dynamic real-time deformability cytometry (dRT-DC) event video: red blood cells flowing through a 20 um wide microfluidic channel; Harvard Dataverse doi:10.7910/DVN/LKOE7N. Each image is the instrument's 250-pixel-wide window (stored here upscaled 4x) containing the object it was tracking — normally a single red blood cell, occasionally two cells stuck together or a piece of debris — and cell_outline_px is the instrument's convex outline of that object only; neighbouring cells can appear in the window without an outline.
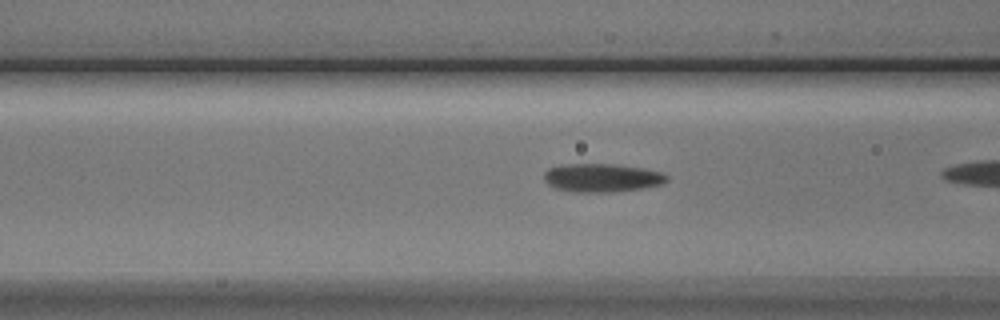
{"species": "Egyptian fruit bat (a non-hibernating species)", "species_latin": "Rousettus aegyptiacus", "temperature_condition": "cold", "stored_images_in_passage": 10, "camera_frame_rate_fps": 3000, "um_per_image_px": 0.085, "animal": {"sex": "male"}, "frame": {"image": 1, "passage_image": 6, "time_ms": 1.667, "image_size_px": [1000, 320], "cell_outline_px": [[668, 180], [664, 184], [640, 188], [612, 192], [576, 192], [556, 188], [548, 184], [544, 180], [544, 172], [548, 168], [560, 164], [612, 164], [644, 168], [664, 172], [668, 176]], "centroid_in_image_um": [51.18, 15.1], "position_along_channel_um": 115.4, "area_um2": 20.46}}